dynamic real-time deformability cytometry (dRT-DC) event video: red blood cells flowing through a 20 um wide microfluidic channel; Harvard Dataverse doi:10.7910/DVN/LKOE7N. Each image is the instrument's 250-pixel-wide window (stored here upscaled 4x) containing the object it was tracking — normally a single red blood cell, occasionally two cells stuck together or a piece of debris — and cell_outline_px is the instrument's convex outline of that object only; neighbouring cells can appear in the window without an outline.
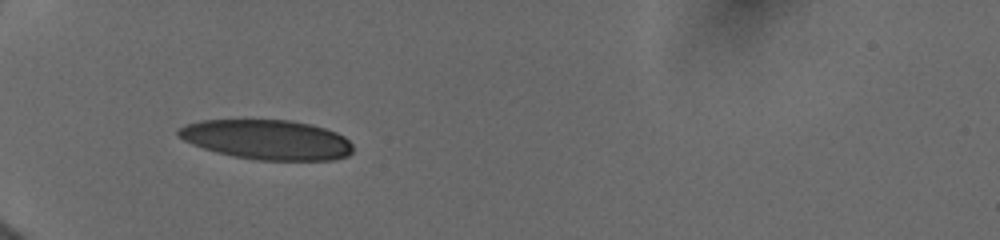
{"species": "human", "species_latin": "Homo sapiens", "temperature_condition": "cold", "stored_images_in_passage": 7, "camera_frame_rate_fps": 3000, "um_per_image_px": 0.085, "donor": {"sex": "female"}, "frame": {"image": 1, "passage_image": 3, "time_ms": 1.667, "image_size_px": [1000, 240], "cell_outline_px": [[352, 152], [348, 156], [332, 160], [256, 160], [232, 156], [216, 152], [192, 144], [176, 136], [176, 128], [184, 124], [200, 120], [292, 120], [312, 124], [336, 132], [344, 136], [352, 144]], "centroid_in_image_um": [22.66, 11.86], "position_along_channel_um": 62.3, "area_um2": 40.81}}
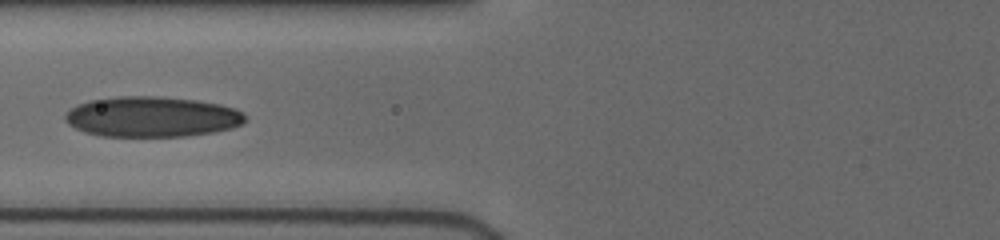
{"frame": {"image": 2, "passage_image": 5, "time_ms": 3.333, "image_size_px": [1000, 240], "cell_outline_px": [[248, 120], [244, 124], [232, 128], [212, 132], [184, 136], [100, 136], [84, 132], [68, 124], [64, 120], [64, 116], [76, 104], [88, 100], [120, 96], [156, 96], [196, 100], [220, 104], [236, 108], [244, 112], [248, 116]], "centroid_in_image_um": [12.95, 9.92], "position_along_channel_um": 112.9, "area_um2": 42.77}}
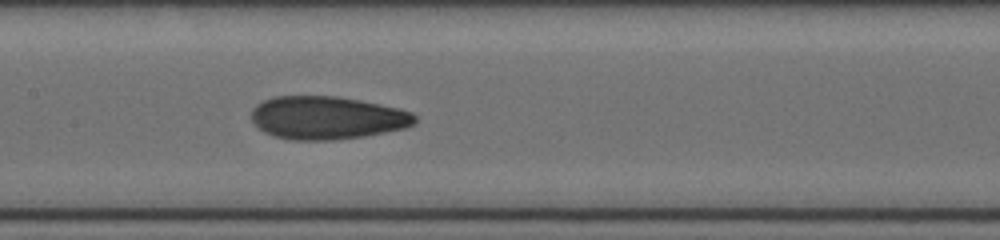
{"frame": {"image": 3, "passage_image": 7, "time_ms": 5.0, "image_size_px": [1000, 240], "cell_outline_px": [[416, 124], [404, 128], [364, 136], [332, 140], [292, 140], [276, 136], [264, 132], [252, 120], [252, 108], [256, 104], [264, 100], [276, 96], [336, 96], [396, 108], [412, 112], [416, 116]], "centroid_in_image_um": [27.78, 10.01], "position_along_channel_um": 179.6, "area_um2": 40.63}}